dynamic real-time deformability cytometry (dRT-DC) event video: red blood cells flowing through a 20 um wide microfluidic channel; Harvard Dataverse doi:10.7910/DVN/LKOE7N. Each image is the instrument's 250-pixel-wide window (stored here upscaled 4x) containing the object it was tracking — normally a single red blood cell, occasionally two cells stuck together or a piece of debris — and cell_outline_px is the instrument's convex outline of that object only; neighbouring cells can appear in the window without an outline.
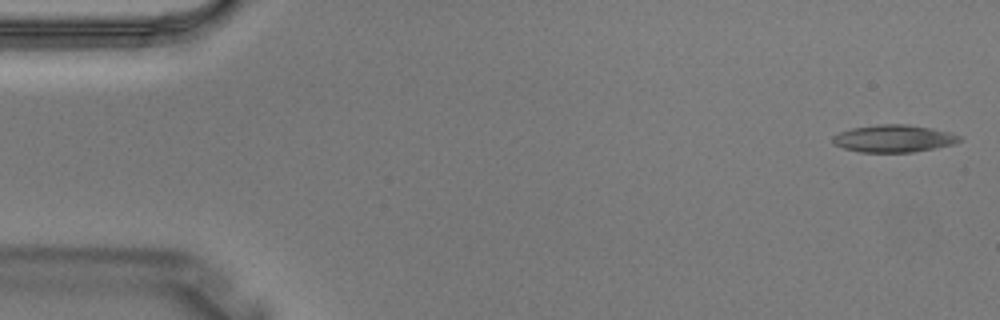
{"species": "Egyptian fruit bat (a non-hibernating species)", "species_latin": "Rousettus aegyptiacus", "temperature_condition": "warm", "stored_images_in_passage": 4, "camera_frame_rate_fps": 3000, "um_per_image_px": 0.085, "animal": {"sex": "male"}, "frame": {"image": 1, "passage_image": 1, "time_ms": 0.0, "image_size_px": [1000, 320], "cell_outline_px": [[964, 140], [956, 144], [936, 148], [912, 152], [860, 152], [844, 148], [832, 144], [832, 136], [840, 132], [852, 128], [876, 124], [908, 124], [932, 128], [952, 132], [960, 136]], "centroid_in_image_um": [76.01, 11.77], "position_along_channel_um": 9.0, "area_um2": 20.52}}
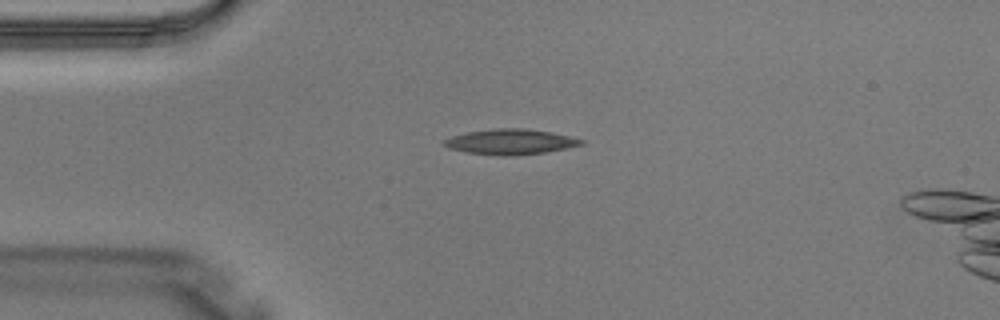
{"frame": {"image": 2, "passage_image": 3, "time_ms": 0.667, "image_size_px": [1000, 320], "cell_outline_px": [[584, 144], [544, 152], [512, 156], [508, 156], [468, 152], [448, 148], [444, 144], [444, 140], [452, 136], [468, 132], [496, 128], [524, 128], [552, 132], [584, 140]], "centroid_in_image_um": [43.39, 12.04], "position_along_channel_um": 41.6, "area_um2": 19.88}}